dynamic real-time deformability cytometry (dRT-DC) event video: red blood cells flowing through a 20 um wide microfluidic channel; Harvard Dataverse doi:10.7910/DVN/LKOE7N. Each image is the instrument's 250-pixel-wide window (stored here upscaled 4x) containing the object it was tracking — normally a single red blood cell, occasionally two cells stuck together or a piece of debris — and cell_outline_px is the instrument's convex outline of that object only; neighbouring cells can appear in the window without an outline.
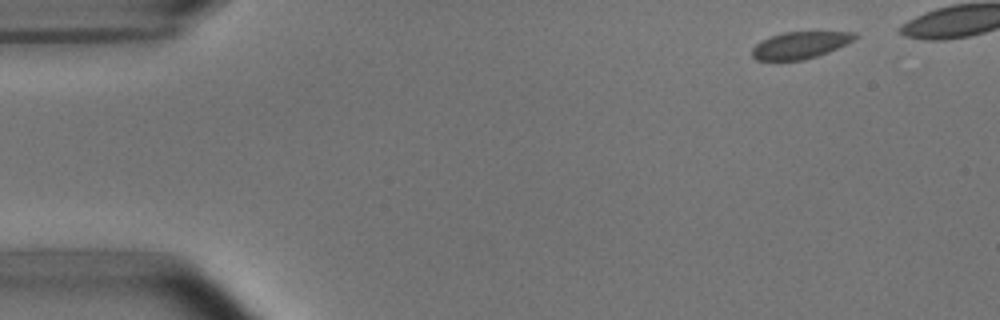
{"species": "common noctule bat (a hibernating species)", "species_latin": "Nyctalus noctula", "temperature_condition": "room temperature", "stored_images_in_passage": 5, "camera_frame_rate_fps": 3000, "um_per_image_px": 0.085, "animal": {"sex": "male", "body_mass_g": 15.6}, "frame": {"image": 1, "passage_image": 1, "time_ms": 0.0, "image_size_px": [1000, 320], "cell_outline_px": [[860, 36], [828, 52], [804, 60], [756, 60], [752, 56], [752, 48], [760, 40], [784, 32], [856, 32]], "centroid_in_image_um": [67.98, 3.83], "position_along_channel_um": 17.0, "area_um2": 15.95}}